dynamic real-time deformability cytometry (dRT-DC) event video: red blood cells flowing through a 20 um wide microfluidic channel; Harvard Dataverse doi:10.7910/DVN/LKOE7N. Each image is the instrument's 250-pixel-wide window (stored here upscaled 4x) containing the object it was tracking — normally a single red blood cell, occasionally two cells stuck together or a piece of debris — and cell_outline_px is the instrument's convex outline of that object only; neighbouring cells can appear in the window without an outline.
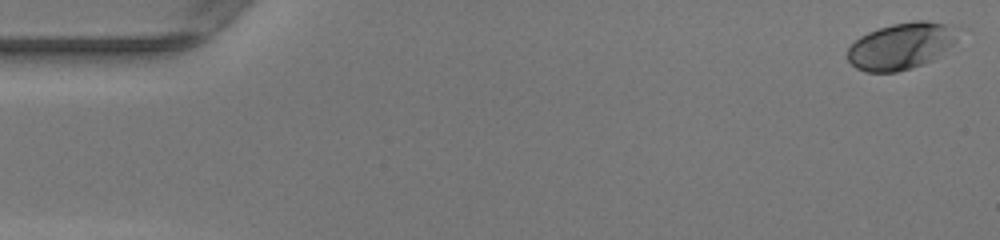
{"species": "human", "species_latin": "Homo sapiens", "temperature_condition": "warm", "stored_images_in_passage": 49, "camera_frame_rate_fps": 3000, "um_per_image_px": 0.085, "donor": {"sex": "female"}, "frame": {"image": 1, "passage_image": 1, "time_ms": 0.0, "image_size_px": [1000, 240], "cell_outline_px": [[956, 40], [952, 44], [932, 60], [924, 64], [912, 68], [896, 72], [864, 72], [856, 68], [848, 60], [848, 48], [860, 36], [868, 32], [892, 24], [916, 20], [928, 20], [944, 24]], "centroid_in_image_um": [76.49, 3.94], "position_along_channel_um": 8.5, "area_um2": 29.19}}
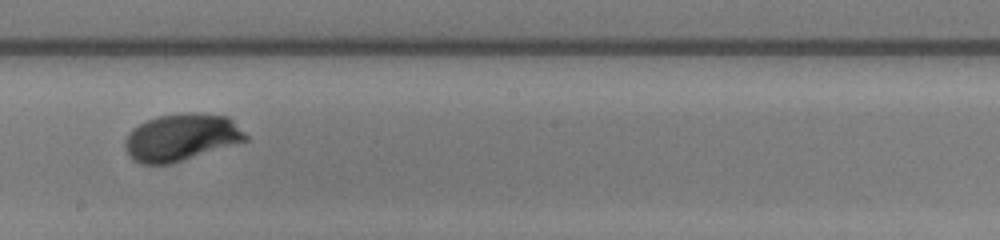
{"frame": {"image": 2, "passage_image": 28, "time_ms": 9.0, "image_size_px": [1000, 240], "cell_outline_px": [[248, 140], [172, 164], [140, 164], [132, 160], [128, 156], [124, 148], [124, 140], [128, 132], [132, 128], [148, 120], [160, 116], [184, 112], [204, 112], [228, 116], [248, 136]], "centroid_in_image_um": [15.38, 11.68], "position_along_channel_um": 232.8, "area_um2": 33.52}}
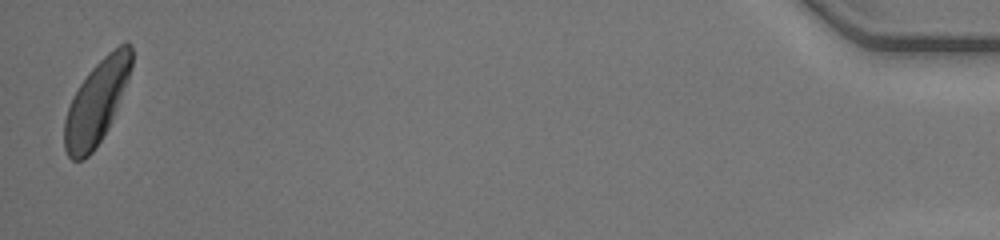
{"frame": {"image": 3, "passage_image": 49, "time_ms": 16.0, "image_size_px": [1000, 240], "cell_outline_px": [[132, 64], [128, 80], [108, 128], [92, 152], [84, 160], [72, 160], [68, 156], [64, 148], [64, 120], [72, 96], [88, 72], [108, 52], [124, 40], [128, 40], [132, 44]], "centroid_in_image_um": [8.21, 8.65], "position_along_channel_um": 427.0, "area_um2": 32.54}, "authors_computed_cell_mechanics": {"area_um2": 31.9634, "velocity_mm_per_s": 4.1615, "shape_relaxation_time_tau1_ms": 2.0784, "shape_relaxation_time_tau2_ms": null, "deformation_change_tau1": 0.1243, "deformation_change_tau2": null}}